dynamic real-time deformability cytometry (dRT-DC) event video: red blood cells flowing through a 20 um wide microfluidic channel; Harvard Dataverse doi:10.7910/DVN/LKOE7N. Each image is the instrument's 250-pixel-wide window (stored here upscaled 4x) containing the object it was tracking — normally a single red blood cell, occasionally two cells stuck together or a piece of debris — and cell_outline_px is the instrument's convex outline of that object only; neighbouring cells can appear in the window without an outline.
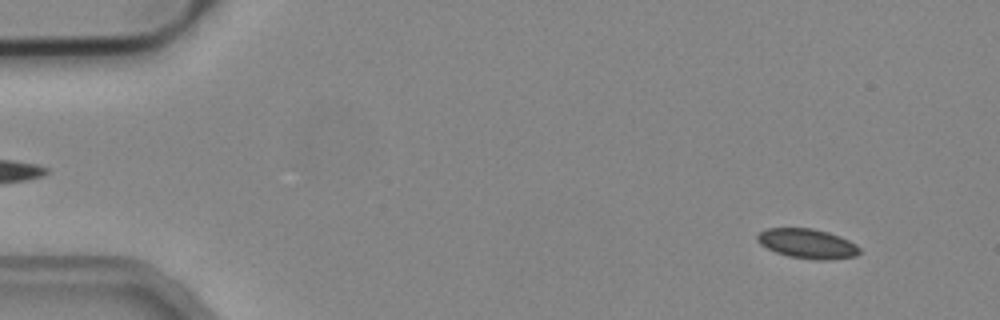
{"species": "common noctule bat (a hibernating species)", "species_latin": "Nyctalus noctula", "temperature_condition": "cold", "stored_images_in_passage": 4, "camera_frame_rate_fps": 3000, "um_per_image_px": 0.085, "animal": {"sex": "male", "body_mass_g": 19.2, "forearm_length_mm": 51.8}, "frame": {"image": 1, "passage_image": 1, "time_ms": 0.0, "image_size_px": [1000, 320], "cell_outline_px": [[860, 252], [856, 256], [824, 260], [816, 260], [788, 256], [776, 252], [760, 244], [756, 240], [756, 236], [760, 232], [768, 228], [812, 228], [828, 232], [840, 236], [856, 244], [860, 248]], "centroid_in_image_um": [68.63, 20.7], "position_along_channel_um": 16.4, "area_um2": 17.63}}
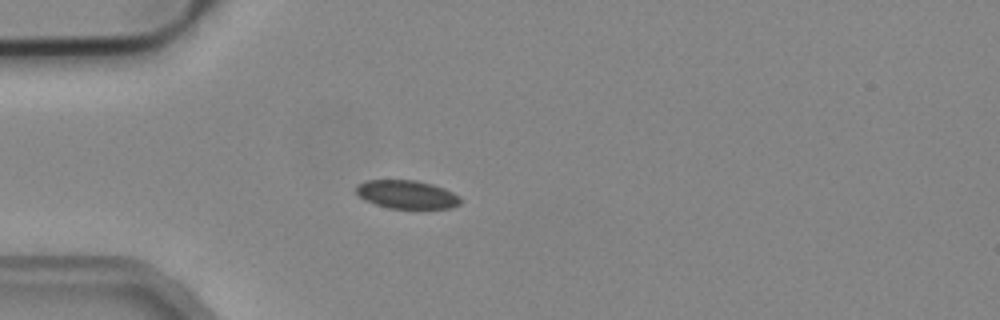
{"frame": {"image": 2, "passage_image": 4, "time_ms": 1.0, "image_size_px": [1000, 320], "cell_outline_px": [[460, 204], [452, 208], [388, 208], [364, 200], [356, 192], [356, 184], [364, 180], [416, 180], [432, 184], [444, 188], [460, 196]], "centroid_in_image_um": [34.56, 16.52], "position_along_channel_um": 50.4, "area_um2": 17.28}}